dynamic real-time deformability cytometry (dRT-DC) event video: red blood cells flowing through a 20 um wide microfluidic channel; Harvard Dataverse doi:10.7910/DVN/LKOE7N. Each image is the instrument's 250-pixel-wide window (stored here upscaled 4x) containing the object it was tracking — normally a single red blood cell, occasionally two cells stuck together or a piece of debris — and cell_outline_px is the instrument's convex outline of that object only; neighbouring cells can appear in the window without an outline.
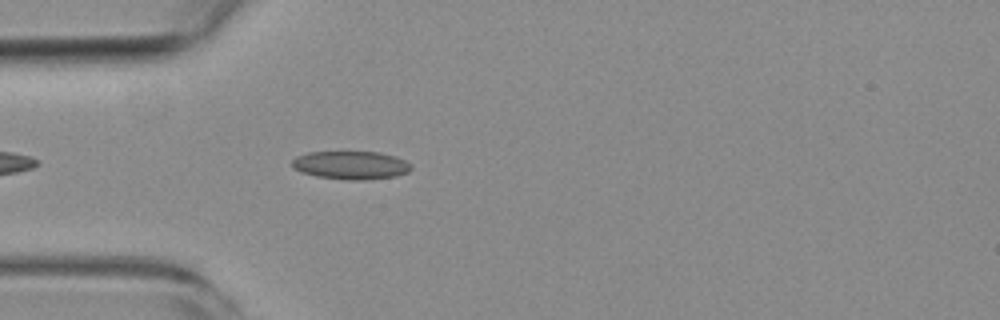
{"species": "common noctule bat (a hibernating species)", "species_latin": "Nyctalus noctula", "temperature_condition": "room temperature", "stored_images_in_passage": 1, "camera_frame_rate_fps": 3000, "um_per_image_px": 0.085, "animal": {"sex": "female", "body_mass_g": 19.3, "forearm_length_mm": 54.1}, "frame": {"image": 1, "passage_image": 1, "time_ms": 0.0, "image_size_px": [1000, 320], "cell_outline_px": [[412, 168], [408, 172], [396, 176], [368, 180], [344, 180], [316, 176], [300, 172], [292, 168], [292, 160], [296, 156], [308, 152], [380, 152], [396, 156], [412, 164]], "centroid_in_image_um": [29.83, 14.04], "position_along_channel_um": 55.2, "area_um2": 19.88}}